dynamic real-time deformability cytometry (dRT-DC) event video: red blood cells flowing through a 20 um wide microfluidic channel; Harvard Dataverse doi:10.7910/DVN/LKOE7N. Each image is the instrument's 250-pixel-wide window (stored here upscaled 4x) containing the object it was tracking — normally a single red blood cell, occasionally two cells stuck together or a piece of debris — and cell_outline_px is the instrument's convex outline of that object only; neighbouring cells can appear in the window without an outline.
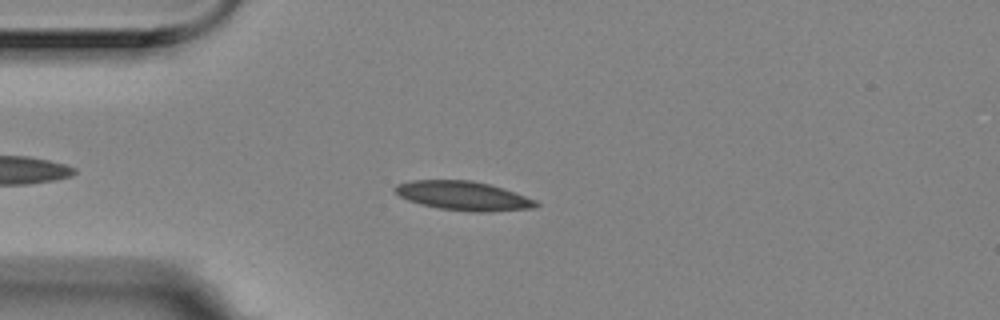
{"species": "Egyptian fruit bat (a non-hibernating species)", "species_latin": "Rousettus aegyptiacus", "temperature_condition": "room temperature", "stored_images_in_passage": 6, "camera_frame_rate_fps": 3000, "um_per_image_px": 0.085, "animal": {"sex": "female"}, "frame": {"image": 1, "passage_image": 3, "time_ms": 0.667, "image_size_px": [1000, 320], "cell_outline_px": [[540, 204], [536, 208], [488, 212], [472, 212], [436, 208], [420, 204], [408, 200], [400, 196], [392, 188], [396, 184], [408, 180], [472, 180], [504, 188], [536, 200]], "centroid_in_image_um": [39.38, 16.64], "position_along_channel_um": 45.6, "area_um2": 24.16}}
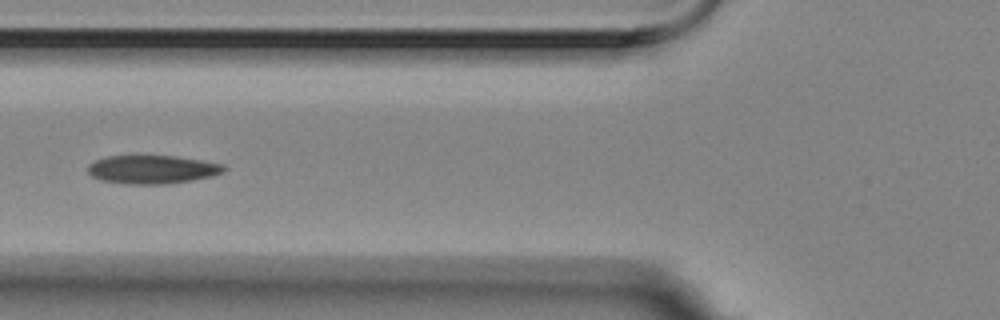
{"frame": {"image": 2, "passage_image": 5, "time_ms": 1.333, "image_size_px": [1000, 320], "cell_outline_px": [[228, 168], [224, 172], [212, 176], [192, 180], [164, 184], [128, 184], [100, 180], [92, 176], [88, 172], [88, 164], [96, 160], [108, 156], [132, 152], [176, 156], [224, 164]], "centroid_in_image_um": [12.91, 14.35], "position_along_channel_um": 112.9, "area_um2": 23.52}}
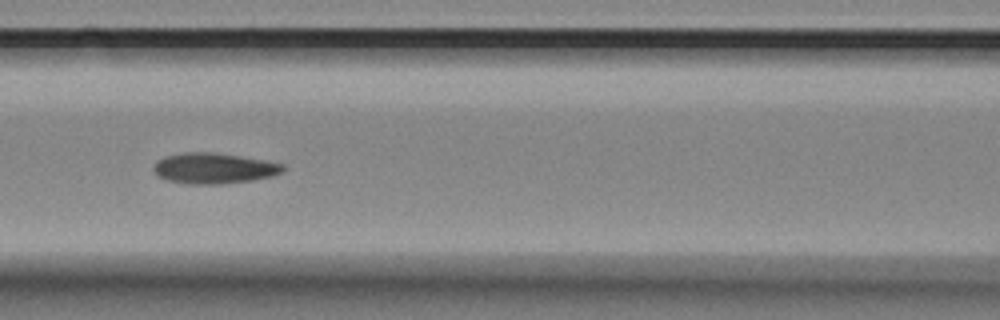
{"frame": {"image": 3, "passage_image": 6, "time_ms": 1.667, "image_size_px": [1000, 320], "cell_outline_px": [[284, 172], [272, 176], [252, 180], [220, 184], [188, 184], [168, 180], [160, 176], [152, 168], [156, 160], [164, 156], [184, 152], [212, 152], [240, 156], [264, 160], [284, 164]], "centroid_in_image_um": [18.18, 14.3], "position_along_channel_um": 148.4, "area_um2": 23.12}}